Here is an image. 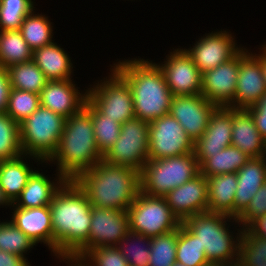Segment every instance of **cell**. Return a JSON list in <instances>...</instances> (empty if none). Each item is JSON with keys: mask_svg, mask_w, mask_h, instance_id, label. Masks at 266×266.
<instances>
[{"mask_svg": "<svg viewBox=\"0 0 266 266\" xmlns=\"http://www.w3.org/2000/svg\"><path fill=\"white\" fill-rule=\"evenodd\" d=\"M12 208V209H11ZM12 217L10 221L23 231L31 240L46 244L56 258V241L53 239L50 206L35 208L10 207Z\"/></svg>", "mask_w": 266, "mask_h": 266, "instance_id": "obj_21", "label": "cell"}, {"mask_svg": "<svg viewBox=\"0 0 266 266\" xmlns=\"http://www.w3.org/2000/svg\"><path fill=\"white\" fill-rule=\"evenodd\" d=\"M11 85L7 68L0 65V113H6Z\"/></svg>", "mask_w": 266, "mask_h": 266, "instance_id": "obj_44", "label": "cell"}, {"mask_svg": "<svg viewBox=\"0 0 266 266\" xmlns=\"http://www.w3.org/2000/svg\"><path fill=\"white\" fill-rule=\"evenodd\" d=\"M74 83L73 79L48 81L39 94L40 105L66 119L78 113L85 105L88 90H78Z\"/></svg>", "mask_w": 266, "mask_h": 266, "instance_id": "obj_20", "label": "cell"}, {"mask_svg": "<svg viewBox=\"0 0 266 266\" xmlns=\"http://www.w3.org/2000/svg\"><path fill=\"white\" fill-rule=\"evenodd\" d=\"M28 158V159H27ZM25 159V160H24ZM34 160L37 166L44 161L36 156L23 154L17 158L0 161V186L5 197L13 204L27 185L29 177L35 171L28 160ZM31 166V167H30Z\"/></svg>", "mask_w": 266, "mask_h": 266, "instance_id": "obj_24", "label": "cell"}, {"mask_svg": "<svg viewBox=\"0 0 266 266\" xmlns=\"http://www.w3.org/2000/svg\"><path fill=\"white\" fill-rule=\"evenodd\" d=\"M84 266H129L118 246L90 248L80 258Z\"/></svg>", "mask_w": 266, "mask_h": 266, "instance_id": "obj_41", "label": "cell"}, {"mask_svg": "<svg viewBox=\"0 0 266 266\" xmlns=\"http://www.w3.org/2000/svg\"><path fill=\"white\" fill-rule=\"evenodd\" d=\"M204 251L198 237L181 222L178 227L176 262L186 266H206L210 263Z\"/></svg>", "mask_w": 266, "mask_h": 266, "instance_id": "obj_32", "label": "cell"}, {"mask_svg": "<svg viewBox=\"0 0 266 266\" xmlns=\"http://www.w3.org/2000/svg\"><path fill=\"white\" fill-rule=\"evenodd\" d=\"M237 189L234 199V218L247 207L258 189L266 182V156L250 158L236 172Z\"/></svg>", "mask_w": 266, "mask_h": 266, "instance_id": "obj_25", "label": "cell"}, {"mask_svg": "<svg viewBox=\"0 0 266 266\" xmlns=\"http://www.w3.org/2000/svg\"><path fill=\"white\" fill-rule=\"evenodd\" d=\"M206 266H221V265H219V264H208Z\"/></svg>", "mask_w": 266, "mask_h": 266, "instance_id": "obj_52", "label": "cell"}, {"mask_svg": "<svg viewBox=\"0 0 266 266\" xmlns=\"http://www.w3.org/2000/svg\"><path fill=\"white\" fill-rule=\"evenodd\" d=\"M182 223L198 237L210 264L231 266L238 263L239 242L243 228L236 218L206 211L189 216ZM232 225L233 228L236 227L235 230H230L233 229Z\"/></svg>", "mask_w": 266, "mask_h": 266, "instance_id": "obj_5", "label": "cell"}, {"mask_svg": "<svg viewBox=\"0 0 266 266\" xmlns=\"http://www.w3.org/2000/svg\"><path fill=\"white\" fill-rule=\"evenodd\" d=\"M239 74V52L227 62L202 74L201 94L216 107L234 108Z\"/></svg>", "mask_w": 266, "mask_h": 266, "instance_id": "obj_15", "label": "cell"}, {"mask_svg": "<svg viewBox=\"0 0 266 266\" xmlns=\"http://www.w3.org/2000/svg\"><path fill=\"white\" fill-rule=\"evenodd\" d=\"M232 127L231 146L239 148L250 158L266 156V140L246 109L232 108Z\"/></svg>", "mask_w": 266, "mask_h": 266, "instance_id": "obj_22", "label": "cell"}, {"mask_svg": "<svg viewBox=\"0 0 266 266\" xmlns=\"http://www.w3.org/2000/svg\"><path fill=\"white\" fill-rule=\"evenodd\" d=\"M92 207L128 210L140 191V171L104 160L73 180Z\"/></svg>", "mask_w": 266, "mask_h": 266, "instance_id": "obj_3", "label": "cell"}, {"mask_svg": "<svg viewBox=\"0 0 266 266\" xmlns=\"http://www.w3.org/2000/svg\"><path fill=\"white\" fill-rule=\"evenodd\" d=\"M266 214V182L258 189L247 207L238 215L237 222L246 228L253 220Z\"/></svg>", "mask_w": 266, "mask_h": 266, "instance_id": "obj_42", "label": "cell"}, {"mask_svg": "<svg viewBox=\"0 0 266 266\" xmlns=\"http://www.w3.org/2000/svg\"><path fill=\"white\" fill-rule=\"evenodd\" d=\"M86 101L92 106L95 140L98 151L104 157L116 143L121 132V123L103 115L88 99Z\"/></svg>", "mask_w": 266, "mask_h": 266, "instance_id": "obj_33", "label": "cell"}, {"mask_svg": "<svg viewBox=\"0 0 266 266\" xmlns=\"http://www.w3.org/2000/svg\"><path fill=\"white\" fill-rule=\"evenodd\" d=\"M88 250L100 246H117L129 231L127 210L91 207Z\"/></svg>", "mask_w": 266, "mask_h": 266, "instance_id": "obj_17", "label": "cell"}, {"mask_svg": "<svg viewBox=\"0 0 266 266\" xmlns=\"http://www.w3.org/2000/svg\"><path fill=\"white\" fill-rule=\"evenodd\" d=\"M164 62L156 63L162 70L173 96L198 95L202 89V74L185 47L169 51Z\"/></svg>", "mask_w": 266, "mask_h": 266, "instance_id": "obj_13", "label": "cell"}, {"mask_svg": "<svg viewBox=\"0 0 266 266\" xmlns=\"http://www.w3.org/2000/svg\"><path fill=\"white\" fill-rule=\"evenodd\" d=\"M59 262L65 263L67 266H84L79 259L74 258H58Z\"/></svg>", "mask_w": 266, "mask_h": 266, "instance_id": "obj_48", "label": "cell"}, {"mask_svg": "<svg viewBox=\"0 0 266 266\" xmlns=\"http://www.w3.org/2000/svg\"><path fill=\"white\" fill-rule=\"evenodd\" d=\"M199 174L200 166L194 153L148 159L140 171V191L146 195L164 197Z\"/></svg>", "mask_w": 266, "mask_h": 266, "instance_id": "obj_6", "label": "cell"}, {"mask_svg": "<svg viewBox=\"0 0 266 266\" xmlns=\"http://www.w3.org/2000/svg\"><path fill=\"white\" fill-rule=\"evenodd\" d=\"M33 51L24 40L20 30H0V65H11L32 60Z\"/></svg>", "mask_w": 266, "mask_h": 266, "instance_id": "obj_30", "label": "cell"}, {"mask_svg": "<svg viewBox=\"0 0 266 266\" xmlns=\"http://www.w3.org/2000/svg\"><path fill=\"white\" fill-rule=\"evenodd\" d=\"M23 154L19 124L7 113H0V161L14 159Z\"/></svg>", "mask_w": 266, "mask_h": 266, "instance_id": "obj_38", "label": "cell"}, {"mask_svg": "<svg viewBox=\"0 0 266 266\" xmlns=\"http://www.w3.org/2000/svg\"><path fill=\"white\" fill-rule=\"evenodd\" d=\"M32 61L42 70L48 81L73 78L74 66L71 57L60 44L53 42L34 50Z\"/></svg>", "mask_w": 266, "mask_h": 266, "instance_id": "obj_26", "label": "cell"}, {"mask_svg": "<svg viewBox=\"0 0 266 266\" xmlns=\"http://www.w3.org/2000/svg\"><path fill=\"white\" fill-rule=\"evenodd\" d=\"M127 211L129 230L149 238L175 230L181 224L165 197L146 195L141 191Z\"/></svg>", "mask_w": 266, "mask_h": 266, "instance_id": "obj_9", "label": "cell"}, {"mask_svg": "<svg viewBox=\"0 0 266 266\" xmlns=\"http://www.w3.org/2000/svg\"><path fill=\"white\" fill-rule=\"evenodd\" d=\"M36 246L23 231L10 220H0V250L21 256L25 259L28 251Z\"/></svg>", "mask_w": 266, "mask_h": 266, "instance_id": "obj_35", "label": "cell"}, {"mask_svg": "<svg viewBox=\"0 0 266 266\" xmlns=\"http://www.w3.org/2000/svg\"><path fill=\"white\" fill-rule=\"evenodd\" d=\"M54 175L56 177L51 180V177L36 169L11 207L35 208L49 205L56 192L67 181L58 172Z\"/></svg>", "mask_w": 266, "mask_h": 266, "instance_id": "obj_23", "label": "cell"}, {"mask_svg": "<svg viewBox=\"0 0 266 266\" xmlns=\"http://www.w3.org/2000/svg\"><path fill=\"white\" fill-rule=\"evenodd\" d=\"M173 266H186V265L181 264V263H178V262H175V263L173 264Z\"/></svg>", "mask_w": 266, "mask_h": 266, "instance_id": "obj_50", "label": "cell"}, {"mask_svg": "<svg viewBox=\"0 0 266 266\" xmlns=\"http://www.w3.org/2000/svg\"><path fill=\"white\" fill-rule=\"evenodd\" d=\"M49 206L56 259H79L88 250L91 203L73 180H67Z\"/></svg>", "mask_w": 266, "mask_h": 266, "instance_id": "obj_1", "label": "cell"}, {"mask_svg": "<svg viewBox=\"0 0 266 266\" xmlns=\"http://www.w3.org/2000/svg\"><path fill=\"white\" fill-rule=\"evenodd\" d=\"M171 212L183 222L189 216L208 211V181L199 174L165 196Z\"/></svg>", "mask_w": 266, "mask_h": 266, "instance_id": "obj_18", "label": "cell"}, {"mask_svg": "<svg viewBox=\"0 0 266 266\" xmlns=\"http://www.w3.org/2000/svg\"><path fill=\"white\" fill-rule=\"evenodd\" d=\"M108 73L87 87V99L103 115L123 124L135 118L131 87L112 66Z\"/></svg>", "mask_w": 266, "mask_h": 266, "instance_id": "obj_8", "label": "cell"}, {"mask_svg": "<svg viewBox=\"0 0 266 266\" xmlns=\"http://www.w3.org/2000/svg\"><path fill=\"white\" fill-rule=\"evenodd\" d=\"M216 106L202 94L173 96L169 114L184 128L195 142L205 132L209 118Z\"/></svg>", "mask_w": 266, "mask_h": 266, "instance_id": "obj_16", "label": "cell"}, {"mask_svg": "<svg viewBox=\"0 0 266 266\" xmlns=\"http://www.w3.org/2000/svg\"><path fill=\"white\" fill-rule=\"evenodd\" d=\"M11 88L40 94L48 80L42 70L31 60L7 68Z\"/></svg>", "mask_w": 266, "mask_h": 266, "instance_id": "obj_31", "label": "cell"}, {"mask_svg": "<svg viewBox=\"0 0 266 266\" xmlns=\"http://www.w3.org/2000/svg\"><path fill=\"white\" fill-rule=\"evenodd\" d=\"M129 266H148L150 258V238L128 231L117 245Z\"/></svg>", "mask_w": 266, "mask_h": 266, "instance_id": "obj_36", "label": "cell"}, {"mask_svg": "<svg viewBox=\"0 0 266 266\" xmlns=\"http://www.w3.org/2000/svg\"><path fill=\"white\" fill-rule=\"evenodd\" d=\"M0 266H31L28 259L0 250Z\"/></svg>", "mask_w": 266, "mask_h": 266, "instance_id": "obj_45", "label": "cell"}, {"mask_svg": "<svg viewBox=\"0 0 266 266\" xmlns=\"http://www.w3.org/2000/svg\"><path fill=\"white\" fill-rule=\"evenodd\" d=\"M232 128V108L216 107L205 132L194 142L193 152L199 165L212 154L231 146Z\"/></svg>", "mask_w": 266, "mask_h": 266, "instance_id": "obj_19", "label": "cell"}, {"mask_svg": "<svg viewBox=\"0 0 266 266\" xmlns=\"http://www.w3.org/2000/svg\"><path fill=\"white\" fill-rule=\"evenodd\" d=\"M40 106L39 94L11 88L6 113L20 124Z\"/></svg>", "mask_w": 266, "mask_h": 266, "instance_id": "obj_39", "label": "cell"}, {"mask_svg": "<svg viewBox=\"0 0 266 266\" xmlns=\"http://www.w3.org/2000/svg\"><path fill=\"white\" fill-rule=\"evenodd\" d=\"M246 110L253 117L259 133L266 140V92L254 106Z\"/></svg>", "mask_w": 266, "mask_h": 266, "instance_id": "obj_43", "label": "cell"}, {"mask_svg": "<svg viewBox=\"0 0 266 266\" xmlns=\"http://www.w3.org/2000/svg\"><path fill=\"white\" fill-rule=\"evenodd\" d=\"M259 52L258 54L254 53L262 62V72H263V76L265 79V83H266V52L262 49L259 48Z\"/></svg>", "mask_w": 266, "mask_h": 266, "instance_id": "obj_47", "label": "cell"}, {"mask_svg": "<svg viewBox=\"0 0 266 266\" xmlns=\"http://www.w3.org/2000/svg\"><path fill=\"white\" fill-rule=\"evenodd\" d=\"M239 266H266V239L242 229L239 242Z\"/></svg>", "mask_w": 266, "mask_h": 266, "instance_id": "obj_34", "label": "cell"}, {"mask_svg": "<svg viewBox=\"0 0 266 266\" xmlns=\"http://www.w3.org/2000/svg\"><path fill=\"white\" fill-rule=\"evenodd\" d=\"M102 160L95 140L92 106L86 101L78 113L66 119L57 151L43 164L56 165V172L66 180H74Z\"/></svg>", "mask_w": 266, "mask_h": 266, "instance_id": "obj_4", "label": "cell"}, {"mask_svg": "<svg viewBox=\"0 0 266 266\" xmlns=\"http://www.w3.org/2000/svg\"><path fill=\"white\" fill-rule=\"evenodd\" d=\"M233 35L230 30L217 29L198 38L194 45L192 47L190 45V48H186L185 51L203 74L227 62L244 47L237 44Z\"/></svg>", "mask_w": 266, "mask_h": 266, "instance_id": "obj_12", "label": "cell"}, {"mask_svg": "<svg viewBox=\"0 0 266 266\" xmlns=\"http://www.w3.org/2000/svg\"><path fill=\"white\" fill-rule=\"evenodd\" d=\"M208 181V211L234 218V199L237 189L236 173L206 177Z\"/></svg>", "mask_w": 266, "mask_h": 266, "instance_id": "obj_27", "label": "cell"}, {"mask_svg": "<svg viewBox=\"0 0 266 266\" xmlns=\"http://www.w3.org/2000/svg\"><path fill=\"white\" fill-rule=\"evenodd\" d=\"M35 0H0V30H18L24 17L34 8Z\"/></svg>", "mask_w": 266, "mask_h": 266, "instance_id": "obj_40", "label": "cell"}, {"mask_svg": "<svg viewBox=\"0 0 266 266\" xmlns=\"http://www.w3.org/2000/svg\"><path fill=\"white\" fill-rule=\"evenodd\" d=\"M250 159L239 148L228 146L211 157L206 158L200 166V174L205 177L236 173Z\"/></svg>", "mask_w": 266, "mask_h": 266, "instance_id": "obj_29", "label": "cell"}, {"mask_svg": "<svg viewBox=\"0 0 266 266\" xmlns=\"http://www.w3.org/2000/svg\"><path fill=\"white\" fill-rule=\"evenodd\" d=\"M11 203L8 201V199L5 197V195H4V192H3V189L1 188V186H0V207L2 208H6L7 209V207H11Z\"/></svg>", "mask_w": 266, "mask_h": 266, "instance_id": "obj_49", "label": "cell"}, {"mask_svg": "<svg viewBox=\"0 0 266 266\" xmlns=\"http://www.w3.org/2000/svg\"><path fill=\"white\" fill-rule=\"evenodd\" d=\"M246 228L254 235L266 239V214L253 220Z\"/></svg>", "mask_w": 266, "mask_h": 266, "instance_id": "obj_46", "label": "cell"}, {"mask_svg": "<svg viewBox=\"0 0 266 266\" xmlns=\"http://www.w3.org/2000/svg\"><path fill=\"white\" fill-rule=\"evenodd\" d=\"M149 123L139 118L121 124V132L103 160L141 171L149 159Z\"/></svg>", "mask_w": 266, "mask_h": 266, "instance_id": "obj_10", "label": "cell"}, {"mask_svg": "<svg viewBox=\"0 0 266 266\" xmlns=\"http://www.w3.org/2000/svg\"><path fill=\"white\" fill-rule=\"evenodd\" d=\"M260 47L266 52V42L264 43V45H261Z\"/></svg>", "mask_w": 266, "mask_h": 266, "instance_id": "obj_51", "label": "cell"}, {"mask_svg": "<svg viewBox=\"0 0 266 266\" xmlns=\"http://www.w3.org/2000/svg\"><path fill=\"white\" fill-rule=\"evenodd\" d=\"M110 66L131 87L136 118L151 123L157 118L169 114L173 94L156 62L139 57L124 58Z\"/></svg>", "mask_w": 266, "mask_h": 266, "instance_id": "obj_2", "label": "cell"}, {"mask_svg": "<svg viewBox=\"0 0 266 266\" xmlns=\"http://www.w3.org/2000/svg\"><path fill=\"white\" fill-rule=\"evenodd\" d=\"M36 9L24 17L19 29L32 51L54 42L52 22L46 14H36Z\"/></svg>", "mask_w": 266, "mask_h": 266, "instance_id": "obj_28", "label": "cell"}, {"mask_svg": "<svg viewBox=\"0 0 266 266\" xmlns=\"http://www.w3.org/2000/svg\"><path fill=\"white\" fill-rule=\"evenodd\" d=\"M65 121L66 118L40 105L19 124L23 153L47 162L58 149Z\"/></svg>", "mask_w": 266, "mask_h": 266, "instance_id": "obj_7", "label": "cell"}, {"mask_svg": "<svg viewBox=\"0 0 266 266\" xmlns=\"http://www.w3.org/2000/svg\"><path fill=\"white\" fill-rule=\"evenodd\" d=\"M194 142L170 114L149 123V159L194 153Z\"/></svg>", "mask_w": 266, "mask_h": 266, "instance_id": "obj_11", "label": "cell"}, {"mask_svg": "<svg viewBox=\"0 0 266 266\" xmlns=\"http://www.w3.org/2000/svg\"><path fill=\"white\" fill-rule=\"evenodd\" d=\"M178 228L150 238L148 266H173L176 262Z\"/></svg>", "mask_w": 266, "mask_h": 266, "instance_id": "obj_37", "label": "cell"}, {"mask_svg": "<svg viewBox=\"0 0 266 266\" xmlns=\"http://www.w3.org/2000/svg\"><path fill=\"white\" fill-rule=\"evenodd\" d=\"M266 92L262 62L253 50L239 51V74L234 97V109H248L254 106Z\"/></svg>", "mask_w": 266, "mask_h": 266, "instance_id": "obj_14", "label": "cell"}]
</instances>
